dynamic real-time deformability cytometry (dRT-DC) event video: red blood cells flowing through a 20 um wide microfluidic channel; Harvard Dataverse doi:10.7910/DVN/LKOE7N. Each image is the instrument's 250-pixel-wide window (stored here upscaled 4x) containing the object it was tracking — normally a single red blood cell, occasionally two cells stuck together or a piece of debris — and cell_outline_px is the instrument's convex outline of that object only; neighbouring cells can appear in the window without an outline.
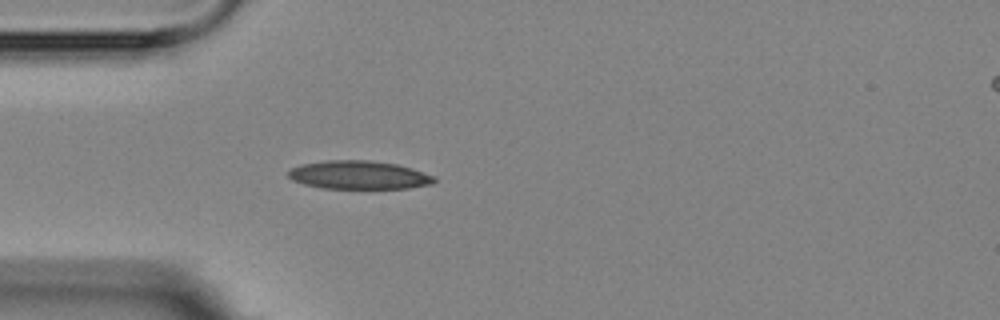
{"species": "Egyptian fruit bat (a non-hibernating species)", "species_latin": "Rousettus aegyptiacus", "temperature_condition": "room temperature", "stored_images_in_passage": 2, "camera_frame_rate_fps": 3000, "um_per_image_px": 0.085, "animal": {"sex": "female"}, "frame": {"image": 1, "passage_image": 2, "time_ms": 1.333, "image_size_px": [1000, 320], "cell_outline_px": [[436, 180], [432, 184], [408, 188], [320, 188], [304, 184], [292, 180], [288, 176], [288, 168], [300, 164], [328, 160], [368, 160], [396, 164], [412, 168], [436, 176]], "centroid_in_image_um": [30.48, 14.87], "position_along_channel_um": 54.5, "area_um2": 24.28}}